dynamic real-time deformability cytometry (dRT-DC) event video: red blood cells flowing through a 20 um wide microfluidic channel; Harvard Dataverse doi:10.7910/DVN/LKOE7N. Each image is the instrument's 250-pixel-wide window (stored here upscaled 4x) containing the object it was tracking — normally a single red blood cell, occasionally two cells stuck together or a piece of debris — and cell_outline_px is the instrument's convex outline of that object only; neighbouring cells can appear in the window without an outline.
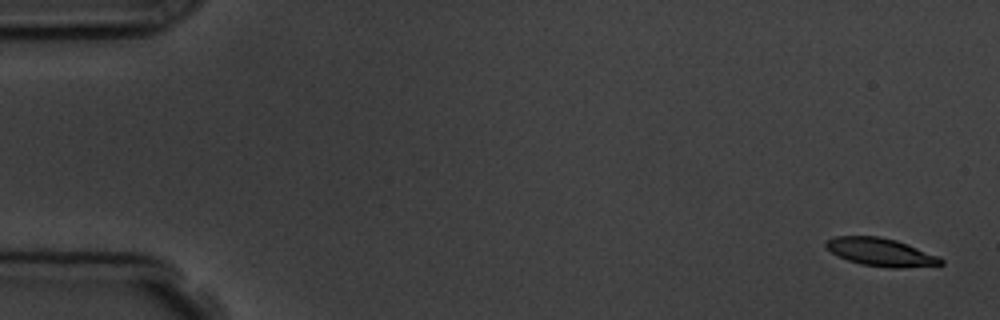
{"species": "common noctule bat (a hibernating species)", "species_latin": "Nyctalus noctula", "temperature_condition": "room temperature", "stored_images_in_passage": 5, "camera_frame_rate_fps": 3000, "um_per_image_px": 0.085, "animal": {"sex": "male", "body_mass_g": 19.5, "forearm_length_mm": 54.6}, "frame": {"image": 1, "passage_image": 1, "time_ms": 0.0, "image_size_px": [1000, 320], "cell_outline_px": [[944, 264], [904, 268], [888, 268], [860, 264], [848, 260], [832, 252], [824, 244], [828, 240], [836, 236], [880, 236], [896, 240], [940, 256], [944, 260]], "centroid_in_image_um": [74.92, 21.44], "position_along_channel_um": 10.1, "area_um2": 18.73}}
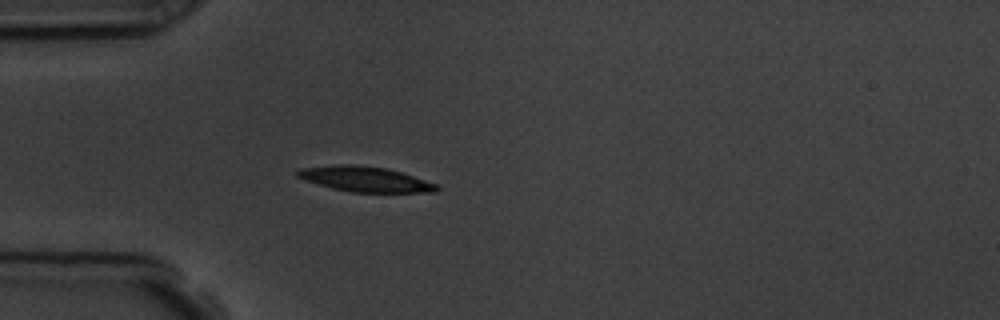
{"frame": {"image": 2, "passage_image": 5, "time_ms": 4.667, "image_size_px": [1000, 320], "cell_outline_px": [[440, 188], [436, 192], [352, 192], [332, 188], [304, 180], [296, 176], [296, 172], [300, 168], [336, 164], [352, 164], [384, 168], [400, 172], [436, 184]], "centroid_in_image_um": [30.99, 15.22], "position_along_channel_um": 54.0, "area_um2": 20.23}}